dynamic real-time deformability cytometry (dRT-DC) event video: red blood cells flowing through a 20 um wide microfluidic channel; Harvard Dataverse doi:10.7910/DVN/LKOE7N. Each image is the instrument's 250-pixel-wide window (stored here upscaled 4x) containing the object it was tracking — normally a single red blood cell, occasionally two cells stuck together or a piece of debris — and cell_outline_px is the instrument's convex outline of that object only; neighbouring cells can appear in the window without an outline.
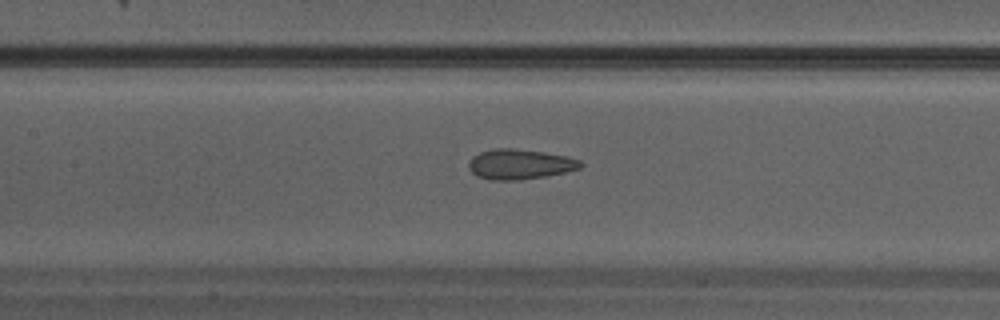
{"species": "Egyptian fruit bat (a non-hibernating species)", "species_latin": "Rousettus aegyptiacus", "temperature_condition": "warm", "stored_images_in_passage": 20, "camera_frame_rate_fps": 3000, "um_per_image_px": 0.085, "animal": {"sex": "male"}, "frame": {"image": 1, "passage_image": 12, "time_ms": 3.667, "image_size_px": [1000, 320], "cell_outline_px": [[584, 164], [580, 168], [548, 176], [520, 180], [492, 180], [476, 176], [468, 168], [468, 164], [472, 156], [480, 152], [496, 148], [512, 148], [544, 152], [564, 156], [580, 160]], "centroid_in_image_um": [44.16, 13.96], "position_along_channel_um": 163.2, "area_um2": 19.65}}
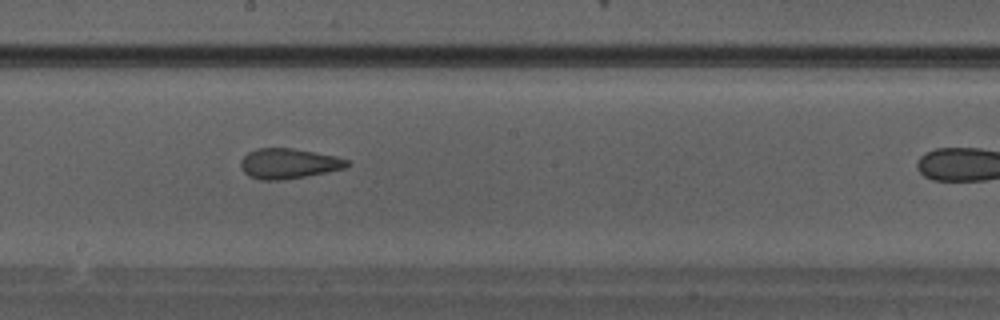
{"frame": {"image": 2, "passage_image": 15, "time_ms": 4.667, "image_size_px": [1000, 320], "cell_outline_px": [[348, 168], [304, 176], [280, 180], [260, 180], [248, 176], [244, 172], [240, 164], [240, 160], [248, 152], [256, 148], [292, 148], [336, 156], [348, 160]], "centroid_in_image_um": [24.51, 13.9], "position_along_channel_um": 223.7, "area_um2": 18.67}}